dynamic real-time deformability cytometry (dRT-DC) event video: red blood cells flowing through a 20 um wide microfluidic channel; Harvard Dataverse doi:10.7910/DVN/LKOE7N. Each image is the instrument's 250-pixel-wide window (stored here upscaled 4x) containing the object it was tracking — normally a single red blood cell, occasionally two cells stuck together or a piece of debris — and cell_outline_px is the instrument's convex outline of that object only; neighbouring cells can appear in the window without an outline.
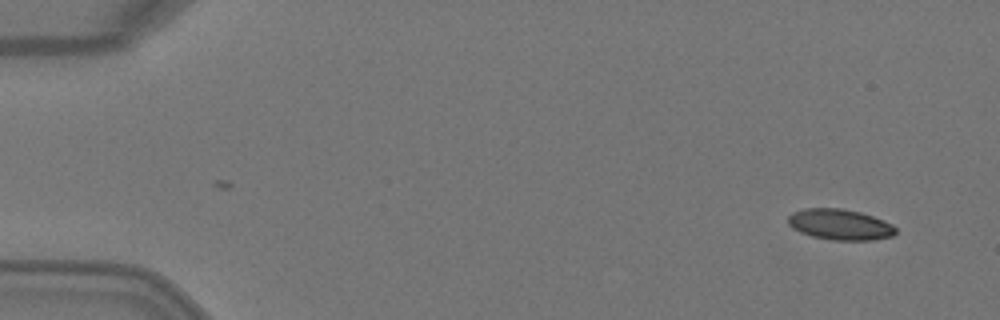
{"species": "Egyptian fruit bat (a non-hibernating species)", "species_latin": "Rousettus aegyptiacus", "temperature_condition": "warm", "stored_images_in_passage": 2, "camera_frame_rate_fps": 3000, "um_per_image_px": 0.085, "animal": {"sex": "female"}, "frame": {"image": 1, "passage_image": 2, "time_ms": 0.333, "image_size_px": [1000, 320], "cell_outline_px": [[896, 232], [892, 236], [872, 240], [832, 240], [812, 236], [800, 232], [792, 228], [788, 224], [788, 216], [792, 212], [804, 208], [840, 208], [860, 212], [884, 220], [892, 224], [896, 228]], "centroid_in_image_um": [71.38, 19.08], "position_along_channel_um": 13.6, "area_um2": 19.36}}